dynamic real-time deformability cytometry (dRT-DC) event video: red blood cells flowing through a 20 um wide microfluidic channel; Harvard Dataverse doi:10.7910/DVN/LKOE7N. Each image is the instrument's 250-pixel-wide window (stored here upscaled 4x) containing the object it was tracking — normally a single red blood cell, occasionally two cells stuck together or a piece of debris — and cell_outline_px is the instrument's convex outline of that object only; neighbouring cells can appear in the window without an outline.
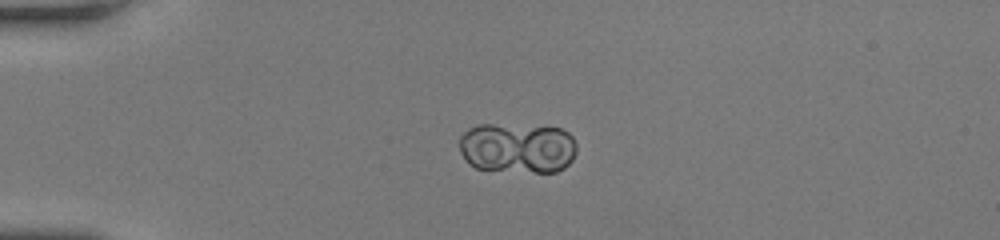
{"species": "human", "species_latin": "Homo sapiens", "temperature_condition": "room temperature", "stored_images_in_passage": 42, "camera_frame_rate_fps": 3000, "um_per_image_px": 0.085, "donor": {"sex": "female"}, "frame": {"image": 1, "passage_image": 2, "time_ms": 0.333, "image_size_px": [1000, 240], "cell_outline_px": [[576, 152], [572, 160], [564, 168], [556, 172], [536, 172], [476, 168], [468, 164], [460, 152], [460, 136], [468, 128], [480, 124], [492, 124], [560, 128], [568, 132], [572, 136], [576, 144]], "centroid_in_image_um": [43.99, 12.57], "position_along_channel_um": 41.0, "area_um2": 34.45}}
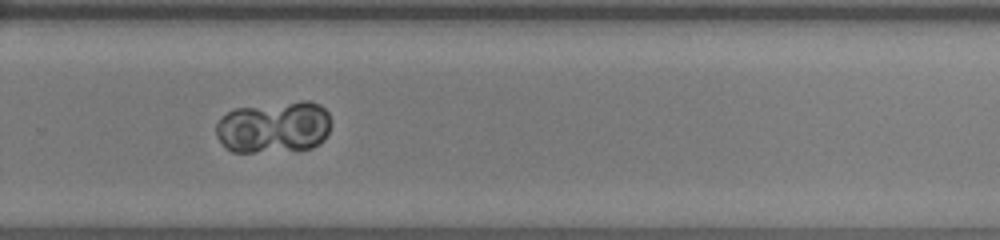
{"frame": {"image": 2, "passage_image": 26, "time_ms": 8.333, "image_size_px": [1000, 240], "cell_outline_px": [[328, 132], [324, 140], [312, 148], [252, 152], [232, 152], [216, 136], [216, 124], [228, 112], [236, 108], [300, 100], [308, 100], [320, 104], [328, 112]], "centroid_in_image_um": [23.29, 10.79], "position_along_channel_um": 306.5, "area_um2": 34.51}}
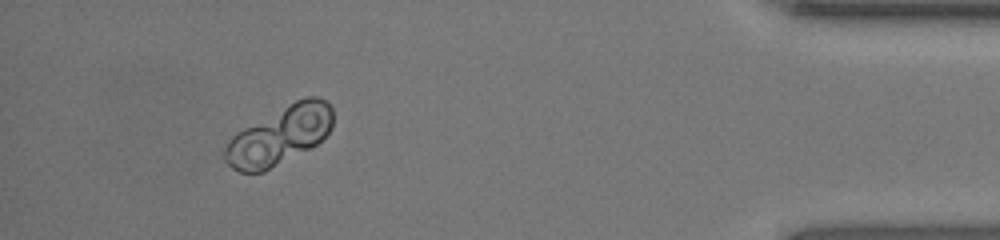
{"frame": {"image": 3, "passage_image": 38, "time_ms": 12.333, "image_size_px": [1000, 240], "cell_outline_px": [[332, 128], [316, 144], [264, 172], [240, 172], [232, 168], [224, 160], [224, 152], [228, 140], [236, 132], [296, 100], [308, 96], [316, 96], [324, 100], [332, 108]], "centroid_in_image_um": [23.75, 11.53], "position_along_channel_um": 411.5, "area_um2": 36.13}}